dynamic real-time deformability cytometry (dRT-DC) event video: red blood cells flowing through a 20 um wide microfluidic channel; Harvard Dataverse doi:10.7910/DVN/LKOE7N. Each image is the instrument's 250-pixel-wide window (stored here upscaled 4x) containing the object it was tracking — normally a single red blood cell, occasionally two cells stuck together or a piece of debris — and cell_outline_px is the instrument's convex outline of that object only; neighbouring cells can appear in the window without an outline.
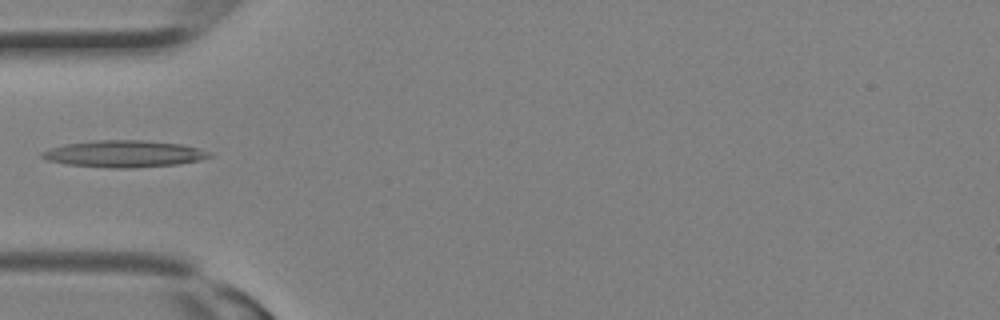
{"species": "Egyptian fruit bat (a non-hibernating species)", "species_latin": "Rousettus aegyptiacus", "temperature_condition": "room temperature", "stored_images_in_passage": 11, "camera_frame_rate_fps": 3000, "um_per_image_px": 0.085, "animal": {"sex": "female"}, "frame": {"image": 1, "passage_image": 10, "time_ms": 3.0, "image_size_px": [1000, 320], "cell_outline_px": [[212, 156], [200, 160], [180, 164], [128, 168], [112, 168], [68, 164], [48, 160], [40, 156], [40, 152], [48, 148], [64, 144], [96, 140], [144, 140], [180, 144], [200, 148], [212, 152]], "centroid_in_image_um": [10.56, 13.07], "position_along_channel_um": 74.4, "area_um2": 26.24}}